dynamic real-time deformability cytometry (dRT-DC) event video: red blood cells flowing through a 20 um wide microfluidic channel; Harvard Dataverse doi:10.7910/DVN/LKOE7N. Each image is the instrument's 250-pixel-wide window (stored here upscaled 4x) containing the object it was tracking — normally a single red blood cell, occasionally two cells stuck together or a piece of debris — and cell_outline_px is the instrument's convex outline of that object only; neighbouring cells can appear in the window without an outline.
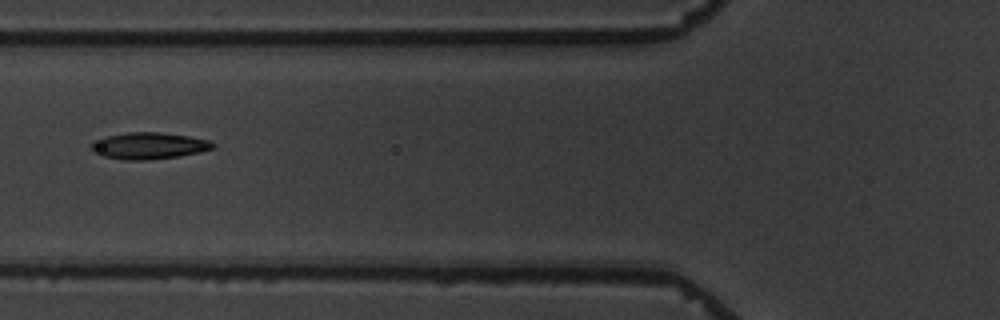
{"species": "common noctule bat (a hibernating species)", "species_latin": "Nyctalus noctula", "temperature_condition": "warm", "stored_images_in_passage": 4, "camera_frame_rate_fps": 3000, "um_per_image_px": 0.085, "animal": {"sex": "male", "body_mass_g": 19.5, "forearm_length_mm": 54.6}, "frame": {"image": 1, "passage_image": 3, "time_ms": 3.0, "image_size_px": [1000, 320], "cell_outline_px": [[216, 144], [212, 148], [200, 152], [180, 156], [144, 160], [124, 160], [104, 156], [92, 152], [88, 144], [92, 140], [104, 136], [128, 132], [160, 132], [188, 136], [208, 140]], "centroid_in_image_um": [12.57, 12.38], "position_along_channel_um": 113.2, "area_um2": 19.07}}
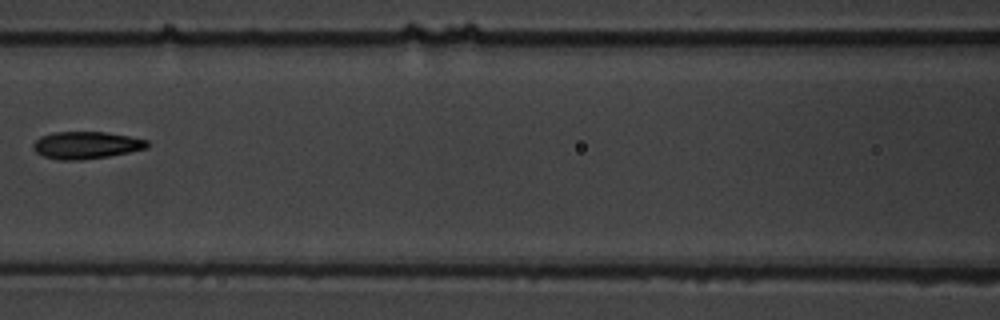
{"frame": {"image": 2, "passage_image": 4, "time_ms": 4.333, "image_size_px": [1000, 320], "cell_outline_px": [[148, 148], [108, 156], [80, 160], [60, 160], [44, 156], [36, 152], [32, 148], [32, 144], [40, 136], [52, 132], [104, 132], [128, 136], [148, 140]], "centroid_in_image_um": [7.29, 12.33], "position_along_channel_um": 159.3, "area_um2": 18.03}}